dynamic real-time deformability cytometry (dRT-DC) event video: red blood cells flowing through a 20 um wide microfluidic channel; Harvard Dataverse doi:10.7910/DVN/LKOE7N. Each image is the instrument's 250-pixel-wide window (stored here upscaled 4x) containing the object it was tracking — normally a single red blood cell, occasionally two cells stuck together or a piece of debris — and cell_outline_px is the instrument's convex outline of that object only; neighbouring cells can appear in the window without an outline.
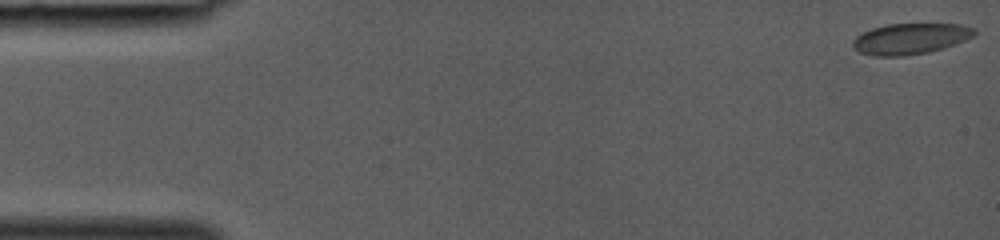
{"species": "common noctule bat (a hibernating species)", "species_latin": "Nyctalus noctula", "temperature_condition": "room temperature", "stored_images_in_passage": 8, "camera_frame_rate_fps": 3000, "um_per_image_px": 0.085, "animal": {"sex": "female", "body_mass_g": 19.0, "forearm_length_mm": 53.3}, "frame": {"image": 1, "passage_image": 1, "time_ms": 0.0, "image_size_px": [1000, 240], "cell_outline_px": [[976, 32], [972, 36], [964, 40], [944, 48], [928, 52], [904, 56], [876, 56], [860, 52], [852, 48], [852, 40], [856, 36], [872, 28], [888, 24], [960, 24], [976, 28]], "centroid_in_image_um": [77.36, 3.29], "position_along_channel_um": 7.6, "area_um2": 21.85}}
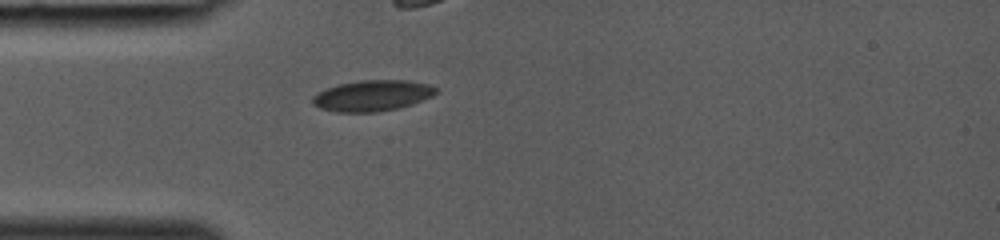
{"frame": {"image": 2, "passage_image": 6, "time_ms": 1.667, "image_size_px": [1000, 240], "cell_outline_px": [[440, 92], [432, 96], [412, 104], [396, 108], [376, 112], [336, 112], [320, 108], [312, 104], [312, 96], [316, 92], [324, 88], [336, 84], [360, 80], [408, 80], [428, 84], [436, 88]], "centroid_in_image_um": [31.61, 8.12], "position_along_channel_um": 53.4, "area_um2": 22.48}}
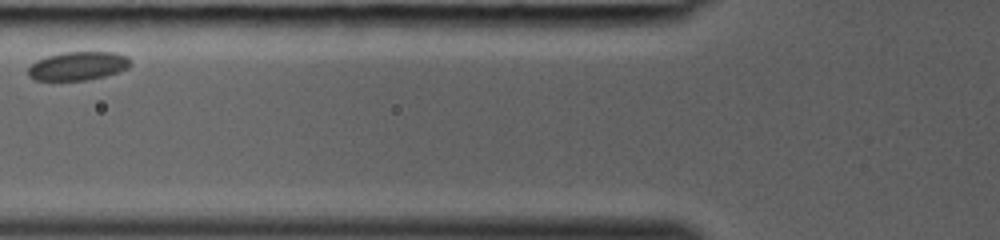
{"frame": {"image": 3, "passage_image": 8, "time_ms": 2.333, "image_size_px": [1000, 240], "cell_outline_px": [[132, 64], [128, 68], [120, 72], [88, 80], [36, 80], [28, 76], [28, 68], [36, 60], [48, 56], [64, 52], [116, 52], [128, 56], [132, 60]], "centroid_in_image_um": [6.68, 5.6], "position_along_channel_um": 119.1, "area_um2": 17.22}}